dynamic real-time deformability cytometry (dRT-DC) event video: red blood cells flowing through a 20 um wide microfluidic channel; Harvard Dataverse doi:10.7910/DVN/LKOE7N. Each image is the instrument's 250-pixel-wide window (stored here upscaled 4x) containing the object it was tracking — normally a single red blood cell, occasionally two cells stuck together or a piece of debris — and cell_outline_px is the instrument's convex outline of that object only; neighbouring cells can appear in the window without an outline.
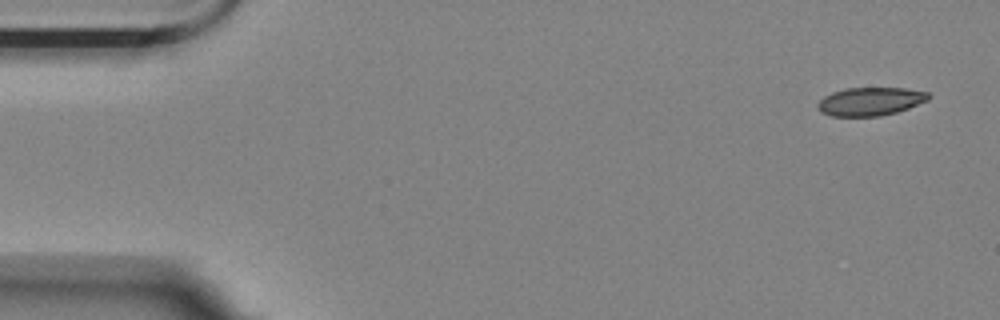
{"species": "Egyptian fruit bat (a non-hibernating species)", "species_latin": "Rousettus aegyptiacus", "temperature_condition": "room temperature", "stored_images_in_passage": 5, "camera_frame_rate_fps": 3000, "um_per_image_px": 0.085, "animal": {"sex": "female"}, "frame": {"image": 1, "passage_image": 1, "time_ms": 0.0, "image_size_px": [1000, 320], "cell_outline_px": [[932, 96], [928, 100], [908, 108], [896, 112], [880, 116], [832, 116], [820, 112], [816, 108], [816, 104], [824, 96], [832, 92], [844, 88], [904, 88], [928, 92]], "centroid_in_image_um": [73.95, 8.62], "position_along_channel_um": 11.0, "area_um2": 18.38}}
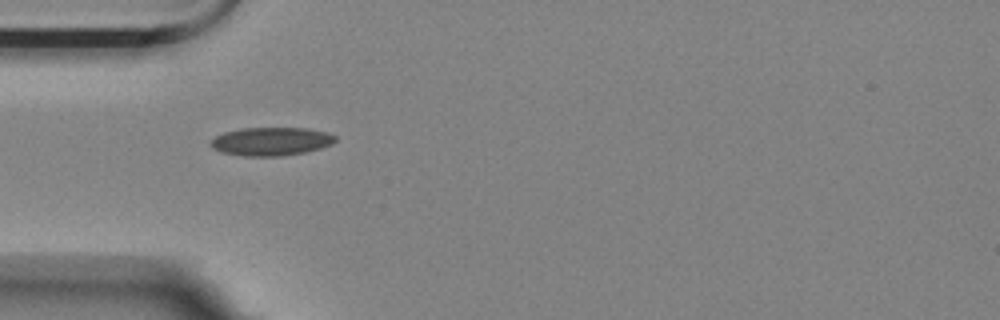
{"frame": {"image": 2, "passage_image": 4, "time_ms": 1.0, "image_size_px": [1000, 320], "cell_outline_px": [[336, 140], [332, 144], [320, 148], [304, 152], [280, 156], [244, 156], [220, 152], [212, 148], [208, 144], [216, 136], [224, 132], [240, 128], [308, 128], [328, 132], [336, 136]], "centroid_in_image_um": [23.03, 12.01], "position_along_channel_um": 62.0, "area_um2": 20.69}}
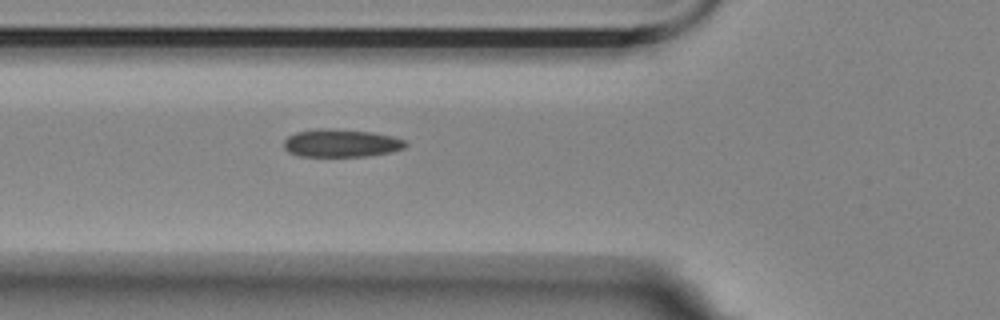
{"frame": {"image": 3, "passage_image": 5, "time_ms": 1.333, "image_size_px": [1000, 320], "cell_outline_px": [[408, 144], [404, 148], [392, 152], [368, 156], [300, 156], [288, 152], [284, 148], [284, 140], [288, 136], [296, 132], [316, 128], [324, 128], [372, 132], [392, 136], [404, 140]], "centroid_in_image_um": [28.99, 12.16], "position_along_channel_um": 96.8, "area_um2": 19.83}}